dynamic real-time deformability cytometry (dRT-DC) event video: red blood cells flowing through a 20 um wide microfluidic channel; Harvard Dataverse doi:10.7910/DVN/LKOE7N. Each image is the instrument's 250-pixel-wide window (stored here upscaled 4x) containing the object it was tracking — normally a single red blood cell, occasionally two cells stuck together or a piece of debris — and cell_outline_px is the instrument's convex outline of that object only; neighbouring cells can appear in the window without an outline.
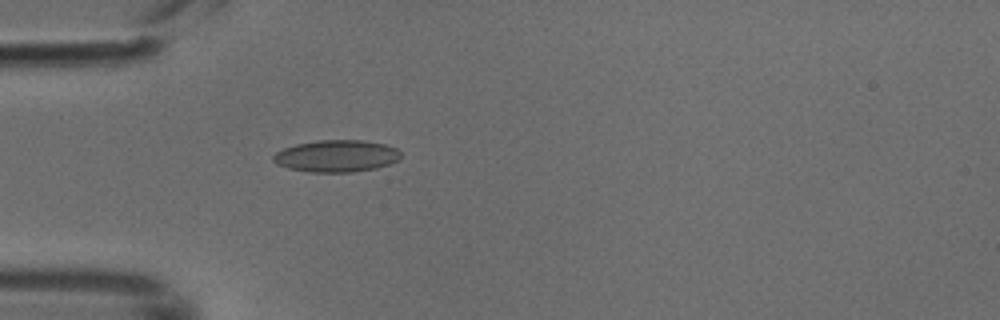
{"species": "common noctule bat (a hibernating species)", "species_latin": "Nyctalus noctula", "temperature_condition": "cold", "stored_images_in_passage": 5, "camera_frame_rate_fps": 3000, "um_per_image_px": 0.085, "animal": {"sex": "male", "body_mass_g": 18.8}, "frame": {"image": 1, "passage_image": 5, "time_ms": 1.333, "image_size_px": [1000, 320], "cell_outline_px": [[400, 160], [376, 168], [352, 172], [312, 172], [288, 168], [276, 164], [272, 160], [272, 156], [276, 152], [284, 148], [296, 144], [316, 140], [364, 140], [384, 144], [396, 148], [400, 152]], "centroid_in_image_um": [28.59, 13.26], "position_along_channel_um": 56.4, "area_um2": 23.81}}